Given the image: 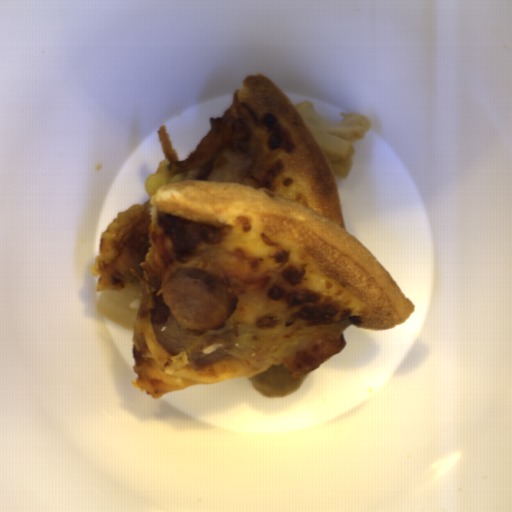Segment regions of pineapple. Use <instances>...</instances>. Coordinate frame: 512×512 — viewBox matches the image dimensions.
Segmentation results:
<instances>
[{
    "instance_id": "9d759a55",
    "label": "pineapple",
    "mask_w": 512,
    "mask_h": 512,
    "mask_svg": "<svg viewBox=\"0 0 512 512\" xmlns=\"http://www.w3.org/2000/svg\"><path fill=\"white\" fill-rule=\"evenodd\" d=\"M170 161L168 159L160 161L156 173L150 174L144 181V188L149 196L153 195L155 191L165 185L174 184L182 180V175H170L169 167Z\"/></svg>"
},
{
    "instance_id": "2ff11189",
    "label": "pineapple",
    "mask_w": 512,
    "mask_h": 512,
    "mask_svg": "<svg viewBox=\"0 0 512 512\" xmlns=\"http://www.w3.org/2000/svg\"><path fill=\"white\" fill-rule=\"evenodd\" d=\"M143 217L140 204H133L127 211L117 213L107 229L100 235L99 254L95 259L92 273L96 277L98 291H119L111 282L110 271L117 255V247L124 231Z\"/></svg>"
}]
</instances>
